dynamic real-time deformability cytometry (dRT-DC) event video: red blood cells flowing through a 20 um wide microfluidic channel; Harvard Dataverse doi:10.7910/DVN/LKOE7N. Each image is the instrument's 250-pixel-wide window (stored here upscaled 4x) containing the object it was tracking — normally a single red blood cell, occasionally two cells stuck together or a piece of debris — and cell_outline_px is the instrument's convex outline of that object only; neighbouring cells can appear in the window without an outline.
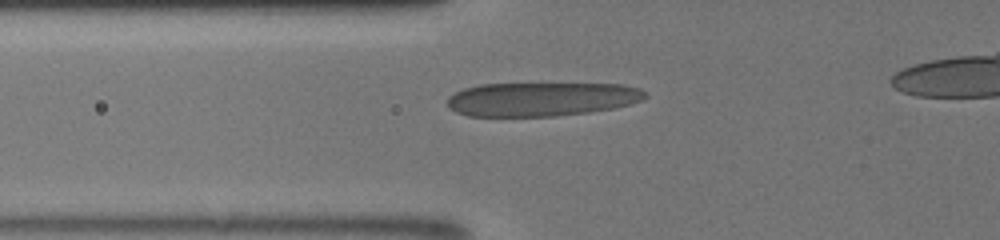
{"species": "human", "species_latin": "Homo sapiens", "temperature_condition": "room temperature", "stored_images_in_passage": 10, "camera_frame_rate_fps": 3000, "um_per_image_px": 0.085, "donor": {"sex": "male"}, "frame": {"image": 1, "passage_image": 6, "time_ms": 4.333, "image_size_px": [1000, 240], "cell_outline_px": [[648, 96], [632, 104], [616, 108], [588, 112], [556, 116], [468, 116], [456, 112], [448, 108], [444, 100], [448, 96], [464, 88], [480, 84], [624, 84], [640, 88]], "centroid_in_image_um": [46.0, 8.43], "position_along_channel_um": 79.8, "area_um2": 39.36}}
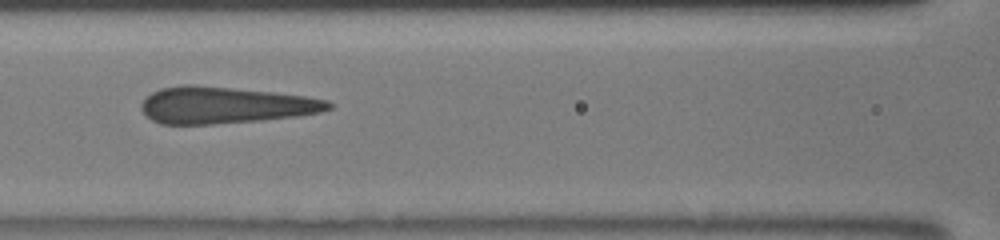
{"frame": {"image": 2, "passage_image": 9, "time_ms": 6.0, "image_size_px": [1000, 240], "cell_outline_px": [[332, 108], [320, 112], [296, 116], [260, 120], [212, 124], [160, 124], [152, 120], [140, 108], [140, 104], [152, 92], [160, 88], [180, 84], [192, 84], [272, 92], [304, 96], [328, 100], [332, 104]], "centroid_in_image_um": [19.1, 8.93], "position_along_channel_um": 147.5, "area_um2": 39.88}}